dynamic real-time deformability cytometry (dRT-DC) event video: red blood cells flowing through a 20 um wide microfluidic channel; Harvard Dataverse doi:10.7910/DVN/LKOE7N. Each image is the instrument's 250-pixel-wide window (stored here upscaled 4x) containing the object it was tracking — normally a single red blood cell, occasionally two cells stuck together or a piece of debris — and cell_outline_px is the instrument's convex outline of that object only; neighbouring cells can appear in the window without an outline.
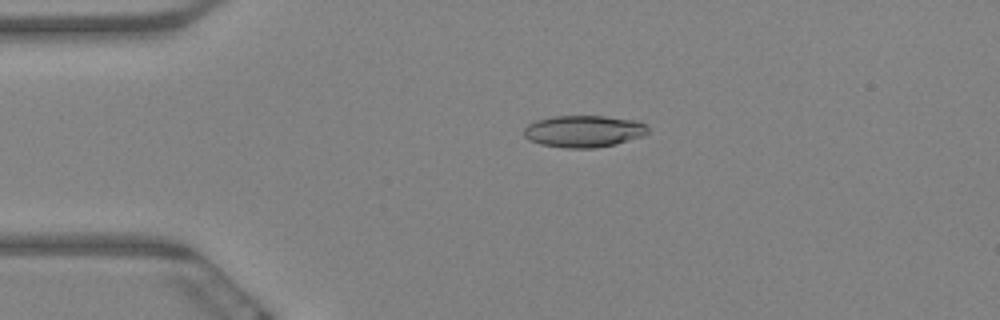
{"species": "Egyptian fruit bat (a non-hibernating species)", "species_latin": "Rousettus aegyptiacus", "temperature_condition": "warm", "stored_images_in_passage": 62, "camera_frame_rate_fps": 3000, "um_per_image_px": 0.085, "animal": {"sex": "female"}, "frame": {"image": 1, "passage_image": 14, "time_ms": 4.333, "image_size_px": [1000, 320], "cell_outline_px": [[648, 132], [644, 136], [616, 144], [596, 148], [564, 148], [540, 144], [528, 140], [524, 136], [524, 128], [528, 124], [536, 120], [556, 116], [604, 116], [636, 120], [644, 124], [648, 128]], "centroid_in_image_um": [49.61, 11.16], "position_along_channel_um": 35.4, "area_um2": 23.18}}
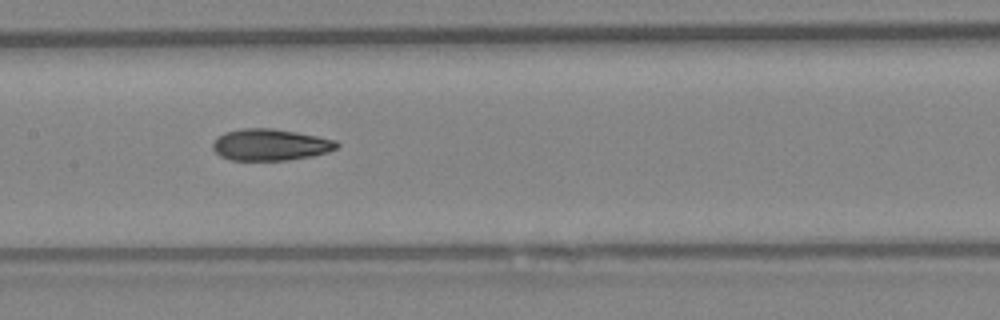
{"frame": {"image": 2, "passage_image": 31, "time_ms": 10.0, "image_size_px": [1000, 320], "cell_outline_px": [[340, 144], [336, 148], [328, 152], [312, 156], [288, 160], [232, 160], [220, 156], [212, 148], [212, 140], [216, 136], [224, 132], [244, 128], [272, 128], [296, 132], [336, 140]], "centroid_in_image_um": [22.94, 12.3], "position_along_channel_um": 184.5, "area_um2": 22.95}}
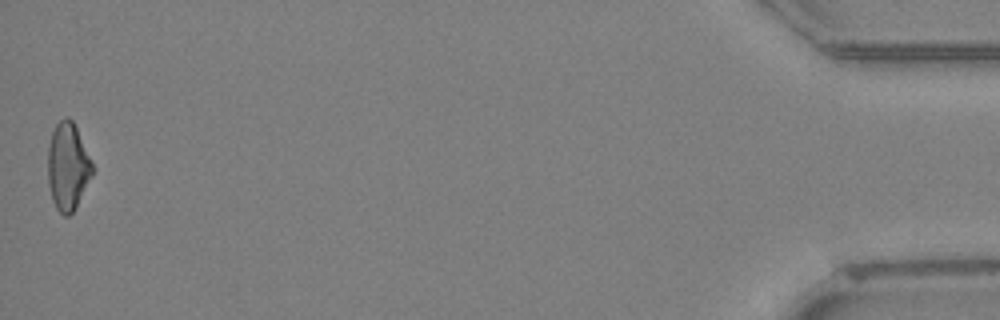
{"frame": {"image": 3, "passage_image": 62, "time_ms": 20.333, "image_size_px": [1000, 320], "cell_outline_px": [[92, 176], [76, 208], [68, 216], [64, 216], [56, 208], [52, 200], [48, 184], [48, 144], [52, 132], [56, 124], [64, 116], [68, 116], [72, 120], [76, 128], [92, 164]], "centroid_in_image_um": [5.74, 14.17], "position_along_channel_um": 429.5, "area_um2": 22.54}, "authors_computed_cell_mechanics": {"area_um2": 22.7732, "velocity_mm_per_s": 3.3093, "shape_relaxation_time_tau1_ms": 10.236, "shape_relaxation_time_tau2_ms": 3.858, "deformation_change_tau1": 0.2253, "deformation_change_tau2": 0.1085}}